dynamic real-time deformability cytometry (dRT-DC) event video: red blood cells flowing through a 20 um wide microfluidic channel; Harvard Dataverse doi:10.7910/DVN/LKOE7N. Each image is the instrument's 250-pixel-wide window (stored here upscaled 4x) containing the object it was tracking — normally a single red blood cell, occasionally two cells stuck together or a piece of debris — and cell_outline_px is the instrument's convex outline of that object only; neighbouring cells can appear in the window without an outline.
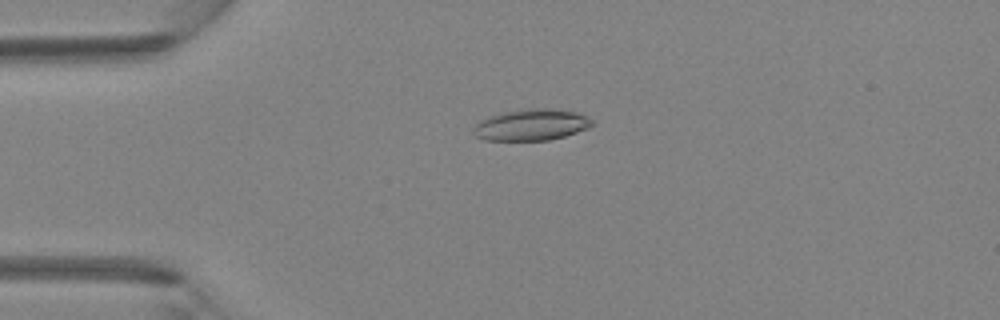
{"species": "Egyptian fruit bat (a non-hibernating species)", "species_latin": "Rousettus aegyptiacus", "temperature_condition": "room temperature", "stored_images_in_passage": 4, "camera_frame_rate_fps": 3000, "um_per_image_px": 0.085, "animal": {"sex": "female"}, "frame": {"image": 1, "passage_image": 3, "time_ms": 0.667, "image_size_px": [1000, 320], "cell_outline_px": [[596, 124], [588, 128], [564, 136], [548, 140], [484, 140], [476, 136], [472, 132], [472, 128], [480, 120], [504, 112], [520, 108], [548, 108], [576, 112], [592, 120]], "centroid_in_image_um": [45.15, 10.6], "position_along_channel_um": 39.9, "area_um2": 21.68}}